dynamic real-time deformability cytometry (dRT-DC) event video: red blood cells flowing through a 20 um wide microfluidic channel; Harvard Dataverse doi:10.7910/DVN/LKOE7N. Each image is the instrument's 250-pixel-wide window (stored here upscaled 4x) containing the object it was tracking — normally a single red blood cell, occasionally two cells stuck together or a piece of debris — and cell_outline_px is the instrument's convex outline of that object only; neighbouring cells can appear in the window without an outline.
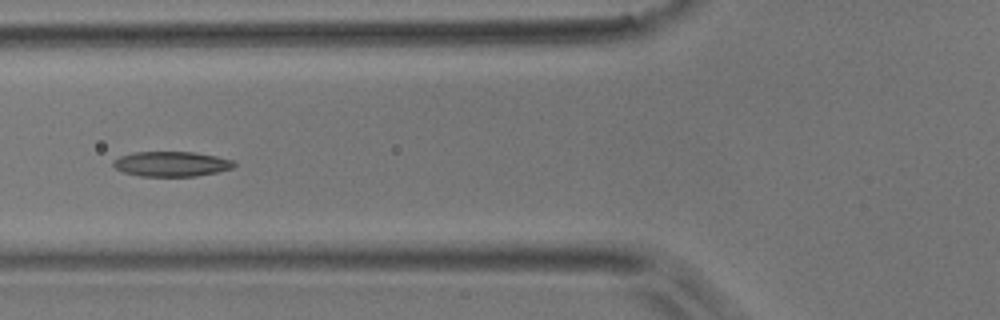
{"species": "common noctule bat (a hibernating species)", "species_latin": "Nyctalus noctula", "temperature_condition": "room temperature", "stored_images_in_passage": 16, "camera_frame_rate_fps": 3000, "um_per_image_px": 0.085, "animal": {"sex": "male", "body_mass_g": 17.9}, "frame": {"image": 1, "passage_image": 14, "time_ms": 4.333, "image_size_px": [1000, 320], "cell_outline_px": [[236, 164], [232, 168], [216, 172], [196, 176], [140, 176], [124, 172], [116, 168], [112, 164], [112, 160], [120, 156], [132, 152], [192, 152], [216, 156], [232, 160]], "centroid_in_image_um": [14.54, 13.93], "position_along_channel_um": 111.3, "area_um2": 17.51}}